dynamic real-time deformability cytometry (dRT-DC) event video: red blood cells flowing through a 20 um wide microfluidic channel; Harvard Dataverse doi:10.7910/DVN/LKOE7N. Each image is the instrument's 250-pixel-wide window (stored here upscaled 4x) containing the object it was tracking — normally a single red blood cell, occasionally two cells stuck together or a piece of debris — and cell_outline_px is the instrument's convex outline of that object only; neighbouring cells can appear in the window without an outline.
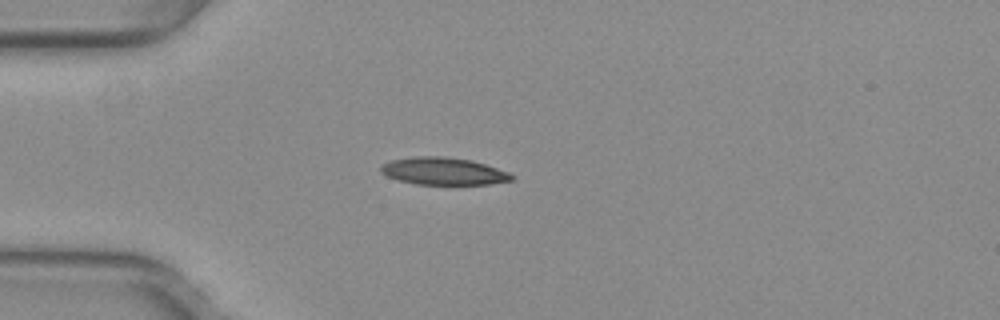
{"species": "common noctule bat (a hibernating species)", "species_latin": "Nyctalus noctula", "temperature_condition": "warm", "stored_images_in_passage": 39, "camera_frame_rate_fps": 3000, "um_per_image_px": 0.085, "animal": {"sex": "female", "body_mass_g": 29.2, "forearm_length_mm": 56.3}, "frame": {"image": 1, "passage_image": 1, "time_ms": 0.0, "image_size_px": [1000, 320], "cell_outline_px": [[516, 176], [512, 180], [488, 184], [416, 184], [400, 180], [388, 176], [380, 172], [380, 164], [392, 160], [416, 156], [440, 156], [472, 160], [508, 172]], "centroid_in_image_um": [37.68, 14.54], "position_along_channel_um": 47.3, "area_um2": 20.69}}
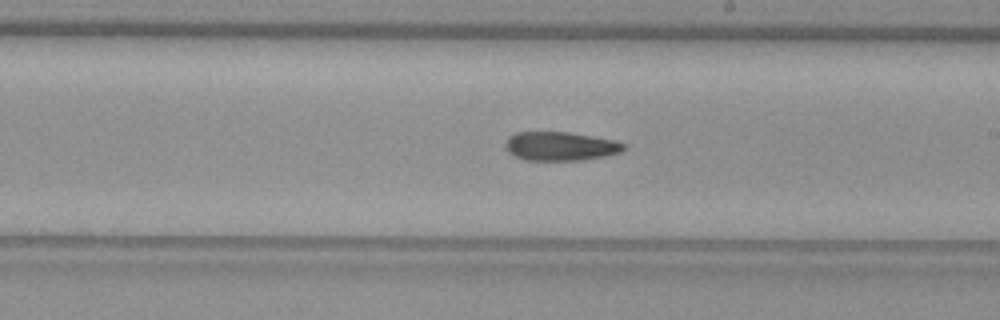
{"frame": {"image": 2, "passage_image": 17, "time_ms": 5.333, "image_size_px": [1000, 320], "cell_outline_px": [[628, 148], [620, 152], [604, 156], [584, 160], [524, 160], [508, 152], [504, 144], [508, 136], [516, 132], [568, 132], [616, 140], [628, 144]], "centroid_in_image_um": [47.66, 12.42], "position_along_channel_um": 241.3, "area_um2": 20.11}}
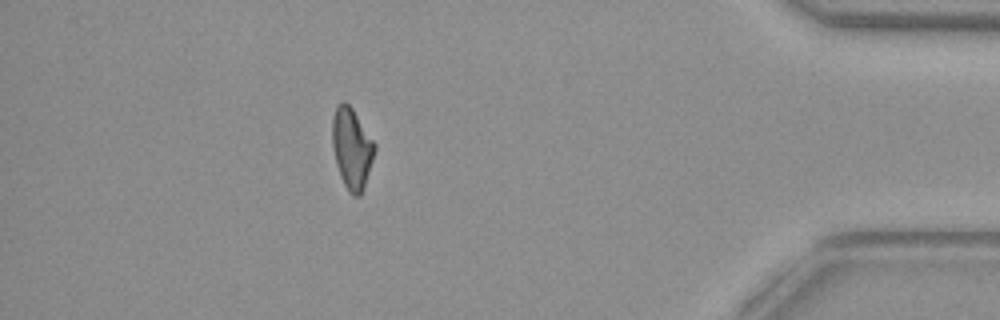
{"frame": {"image": 3, "passage_image": 33, "time_ms": 10.667, "image_size_px": [1000, 320], "cell_outline_px": [[376, 148], [364, 188], [360, 196], [352, 196], [348, 192], [340, 176], [336, 164], [332, 148], [332, 116], [336, 104], [344, 100], [352, 108], [376, 144]], "centroid_in_image_um": [29.88, 12.6], "position_along_channel_um": 405.3, "area_um2": 20.17}}